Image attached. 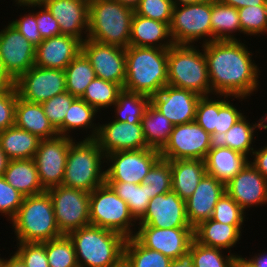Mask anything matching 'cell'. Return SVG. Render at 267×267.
<instances>
[{
	"label": "cell",
	"instance_id": "cell-1",
	"mask_svg": "<svg viewBox=\"0 0 267 267\" xmlns=\"http://www.w3.org/2000/svg\"><path fill=\"white\" fill-rule=\"evenodd\" d=\"M240 41H212L200 46L207 60L211 95L216 98L230 95L243 101L259 88L258 65L252 60L253 53Z\"/></svg>",
	"mask_w": 267,
	"mask_h": 267
},
{
	"label": "cell",
	"instance_id": "cell-2",
	"mask_svg": "<svg viewBox=\"0 0 267 267\" xmlns=\"http://www.w3.org/2000/svg\"><path fill=\"white\" fill-rule=\"evenodd\" d=\"M123 90L146 96L157 94L168 83V49L128 46Z\"/></svg>",
	"mask_w": 267,
	"mask_h": 267
},
{
	"label": "cell",
	"instance_id": "cell-3",
	"mask_svg": "<svg viewBox=\"0 0 267 267\" xmlns=\"http://www.w3.org/2000/svg\"><path fill=\"white\" fill-rule=\"evenodd\" d=\"M79 267H116L124 259L126 238L115 231L88 225L67 234Z\"/></svg>",
	"mask_w": 267,
	"mask_h": 267
},
{
	"label": "cell",
	"instance_id": "cell-4",
	"mask_svg": "<svg viewBox=\"0 0 267 267\" xmlns=\"http://www.w3.org/2000/svg\"><path fill=\"white\" fill-rule=\"evenodd\" d=\"M133 15V9L116 0H89L87 39L127 48Z\"/></svg>",
	"mask_w": 267,
	"mask_h": 267
},
{
	"label": "cell",
	"instance_id": "cell-5",
	"mask_svg": "<svg viewBox=\"0 0 267 267\" xmlns=\"http://www.w3.org/2000/svg\"><path fill=\"white\" fill-rule=\"evenodd\" d=\"M16 242H45L62 236L57 227L52 199L47 191L24 197L11 220Z\"/></svg>",
	"mask_w": 267,
	"mask_h": 267
},
{
	"label": "cell",
	"instance_id": "cell-6",
	"mask_svg": "<svg viewBox=\"0 0 267 267\" xmlns=\"http://www.w3.org/2000/svg\"><path fill=\"white\" fill-rule=\"evenodd\" d=\"M104 162L105 154L95 139L79 142L74 139L69 147L61 185L91 193L105 183Z\"/></svg>",
	"mask_w": 267,
	"mask_h": 267
},
{
	"label": "cell",
	"instance_id": "cell-7",
	"mask_svg": "<svg viewBox=\"0 0 267 267\" xmlns=\"http://www.w3.org/2000/svg\"><path fill=\"white\" fill-rule=\"evenodd\" d=\"M195 45L174 44L168 49V85L190 90L200 96L211 95L207 60Z\"/></svg>",
	"mask_w": 267,
	"mask_h": 267
},
{
	"label": "cell",
	"instance_id": "cell-8",
	"mask_svg": "<svg viewBox=\"0 0 267 267\" xmlns=\"http://www.w3.org/2000/svg\"><path fill=\"white\" fill-rule=\"evenodd\" d=\"M89 212L91 225L115 231L125 238L134 237L137 221L128 204L106 183L90 193Z\"/></svg>",
	"mask_w": 267,
	"mask_h": 267
},
{
	"label": "cell",
	"instance_id": "cell-9",
	"mask_svg": "<svg viewBox=\"0 0 267 267\" xmlns=\"http://www.w3.org/2000/svg\"><path fill=\"white\" fill-rule=\"evenodd\" d=\"M211 13L212 1L174 6L169 25L174 44L193 45L201 38L202 45L212 42Z\"/></svg>",
	"mask_w": 267,
	"mask_h": 267
},
{
	"label": "cell",
	"instance_id": "cell-10",
	"mask_svg": "<svg viewBox=\"0 0 267 267\" xmlns=\"http://www.w3.org/2000/svg\"><path fill=\"white\" fill-rule=\"evenodd\" d=\"M53 202L55 221L64 235L69 232L91 225L90 193L67 186H55L46 190Z\"/></svg>",
	"mask_w": 267,
	"mask_h": 267
},
{
	"label": "cell",
	"instance_id": "cell-11",
	"mask_svg": "<svg viewBox=\"0 0 267 267\" xmlns=\"http://www.w3.org/2000/svg\"><path fill=\"white\" fill-rule=\"evenodd\" d=\"M160 158V151L152 148L109 153L105 155V163L108 165V169L104 167L105 181L141 184Z\"/></svg>",
	"mask_w": 267,
	"mask_h": 267
},
{
	"label": "cell",
	"instance_id": "cell-12",
	"mask_svg": "<svg viewBox=\"0 0 267 267\" xmlns=\"http://www.w3.org/2000/svg\"><path fill=\"white\" fill-rule=\"evenodd\" d=\"M72 137L58 135L50 139H41L33 157L39 181L47 190L62 184L68 151Z\"/></svg>",
	"mask_w": 267,
	"mask_h": 267
},
{
	"label": "cell",
	"instance_id": "cell-13",
	"mask_svg": "<svg viewBox=\"0 0 267 267\" xmlns=\"http://www.w3.org/2000/svg\"><path fill=\"white\" fill-rule=\"evenodd\" d=\"M210 150V134L195 121L173 126L170 138L160 151L161 158L173 160H205Z\"/></svg>",
	"mask_w": 267,
	"mask_h": 267
},
{
	"label": "cell",
	"instance_id": "cell-14",
	"mask_svg": "<svg viewBox=\"0 0 267 267\" xmlns=\"http://www.w3.org/2000/svg\"><path fill=\"white\" fill-rule=\"evenodd\" d=\"M137 228L134 238L142 246L158 251L171 260L188 256L194 228H156L147 225H138Z\"/></svg>",
	"mask_w": 267,
	"mask_h": 267
},
{
	"label": "cell",
	"instance_id": "cell-15",
	"mask_svg": "<svg viewBox=\"0 0 267 267\" xmlns=\"http://www.w3.org/2000/svg\"><path fill=\"white\" fill-rule=\"evenodd\" d=\"M18 96L33 103H43L66 92L65 72L59 69L31 67L15 82Z\"/></svg>",
	"mask_w": 267,
	"mask_h": 267
},
{
	"label": "cell",
	"instance_id": "cell-16",
	"mask_svg": "<svg viewBox=\"0 0 267 267\" xmlns=\"http://www.w3.org/2000/svg\"><path fill=\"white\" fill-rule=\"evenodd\" d=\"M82 52L90 61L96 77L124 86L125 48L86 39L82 42Z\"/></svg>",
	"mask_w": 267,
	"mask_h": 267
},
{
	"label": "cell",
	"instance_id": "cell-17",
	"mask_svg": "<svg viewBox=\"0 0 267 267\" xmlns=\"http://www.w3.org/2000/svg\"><path fill=\"white\" fill-rule=\"evenodd\" d=\"M0 60L14 82L35 65V46L10 23L0 31Z\"/></svg>",
	"mask_w": 267,
	"mask_h": 267
},
{
	"label": "cell",
	"instance_id": "cell-18",
	"mask_svg": "<svg viewBox=\"0 0 267 267\" xmlns=\"http://www.w3.org/2000/svg\"><path fill=\"white\" fill-rule=\"evenodd\" d=\"M200 98L201 96L193 91L167 84L150 97V104L175 126L195 121Z\"/></svg>",
	"mask_w": 267,
	"mask_h": 267
},
{
	"label": "cell",
	"instance_id": "cell-19",
	"mask_svg": "<svg viewBox=\"0 0 267 267\" xmlns=\"http://www.w3.org/2000/svg\"><path fill=\"white\" fill-rule=\"evenodd\" d=\"M156 228H193L186 214V202L173 190L150 199L144 216L137 222Z\"/></svg>",
	"mask_w": 267,
	"mask_h": 267
},
{
	"label": "cell",
	"instance_id": "cell-20",
	"mask_svg": "<svg viewBox=\"0 0 267 267\" xmlns=\"http://www.w3.org/2000/svg\"><path fill=\"white\" fill-rule=\"evenodd\" d=\"M225 191L244 211L267 204V179L250 161L225 184Z\"/></svg>",
	"mask_w": 267,
	"mask_h": 267
},
{
	"label": "cell",
	"instance_id": "cell-21",
	"mask_svg": "<svg viewBox=\"0 0 267 267\" xmlns=\"http://www.w3.org/2000/svg\"><path fill=\"white\" fill-rule=\"evenodd\" d=\"M95 140L105 155L116 151L149 148L141 123H127L112 119L108 124H99Z\"/></svg>",
	"mask_w": 267,
	"mask_h": 267
},
{
	"label": "cell",
	"instance_id": "cell-22",
	"mask_svg": "<svg viewBox=\"0 0 267 267\" xmlns=\"http://www.w3.org/2000/svg\"><path fill=\"white\" fill-rule=\"evenodd\" d=\"M42 4L57 19L61 34L74 36L82 42L87 39L89 0H45Z\"/></svg>",
	"mask_w": 267,
	"mask_h": 267
},
{
	"label": "cell",
	"instance_id": "cell-23",
	"mask_svg": "<svg viewBox=\"0 0 267 267\" xmlns=\"http://www.w3.org/2000/svg\"><path fill=\"white\" fill-rule=\"evenodd\" d=\"M82 51V41L61 34L44 39L35 47V66L64 70Z\"/></svg>",
	"mask_w": 267,
	"mask_h": 267
},
{
	"label": "cell",
	"instance_id": "cell-24",
	"mask_svg": "<svg viewBox=\"0 0 267 267\" xmlns=\"http://www.w3.org/2000/svg\"><path fill=\"white\" fill-rule=\"evenodd\" d=\"M225 192V183L206 173L185 201L189 224L194 228L200 222L210 219L215 205Z\"/></svg>",
	"mask_w": 267,
	"mask_h": 267
},
{
	"label": "cell",
	"instance_id": "cell-25",
	"mask_svg": "<svg viewBox=\"0 0 267 267\" xmlns=\"http://www.w3.org/2000/svg\"><path fill=\"white\" fill-rule=\"evenodd\" d=\"M174 42L167 23L134 13L131 22L130 46L169 49Z\"/></svg>",
	"mask_w": 267,
	"mask_h": 267
},
{
	"label": "cell",
	"instance_id": "cell-26",
	"mask_svg": "<svg viewBox=\"0 0 267 267\" xmlns=\"http://www.w3.org/2000/svg\"><path fill=\"white\" fill-rule=\"evenodd\" d=\"M246 115L240 118L226 133H213L210 135V149L228 147L249 157L253 154L255 133L257 129H264L261 118L255 124L248 121ZM257 128V129H256ZM255 132V133H254ZM254 140V141H253ZM250 153V154H249ZM252 153V154H251Z\"/></svg>",
	"mask_w": 267,
	"mask_h": 267
},
{
	"label": "cell",
	"instance_id": "cell-27",
	"mask_svg": "<svg viewBox=\"0 0 267 267\" xmlns=\"http://www.w3.org/2000/svg\"><path fill=\"white\" fill-rule=\"evenodd\" d=\"M15 126L40 139H50L59 135L46 117L41 103L29 102L19 96L15 104Z\"/></svg>",
	"mask_w": 267,
	"mask_h": 267
},
{
	"label": "cell",
	"instance_id": "cell-28",
	"mask_svg": "<svg viewBox=\"0 0 267 267\" xmlns=\"http://www.w3.org/2000/svg\"><path fill=\"white\" fill-rule=\"evenodd\" d=\"M172 171V190L186 201L207 173L205 160L186 159L170 161Z\"/></svg>",
	"mask_w": 267,
	"mask_h": 267
},
{
	"label": "cell",
	"instance_id": "cell-29",
	"mask_svg": "<svg viewBox=\"0 0 267 267\" xmlns=\"http://www.w3.org/2000/svg\"><path fill=\"white\" fill-rule=\"evenodd\" d=\"M241 234L234 225L220 223L211 218L194 227V239L198 243L218 249H227L229 253L241 239Z\"/></svg>",
	"mask_w": 267,
	"mask_h": 267
},
{
	"label": "cell",
	"instance_id": "cell-30",
	"mask_svg": "<svg viewBox=\"0 0 267 267\" xmlns=\"http://www.w3.org/2000/svg\"><path fill=\"white\" fill-rule=\"evenodd\" d=\"M249 161L248 157L228 147L210 149L205 158L206 172L226 184Z\"/></svg>",
	"mask_w": 267,
	"mask_h": 267
},
{
	"label": "cell",
	"instance_id": "cell-31",
	"mask_svg": "<svg viewBox=\"0 0 267 267\" xmlns=\"http://www.w3.org/2000/svg\"><path fill=\"white\" fill-rule=\"evenodd\" d=\"M4 179L24 197L45 192L33 159H12L3 175Z\"/></svg>",
	"mask_w": 267,
	"mask_h": 267
},
{
	"label": "cell",
	"instance_id": "cell-32",
	"mask_svg": "<svg viewBox=\"0 0 267 267\" xmlns=\"http://www.w3.org/2000/svg\"><path fill=\"white\" fill-rule=\"evenodd\" d=\"M41 139L15 125L0 133V146L12 159H33Z\"/></svg>",
	"mask_w": 267,
	"mask_h": 267
},
{
	"label": "cell",
	"instance_id": "cell-33",
	"mask_svg": "<svg viewBox=\"0 0 267 267\" xmlns=\"http://www.w3.org/2000/svg\"><path fill=\"white\" fill-rule=\"evenodd\" d=\"M211 28L212 41L238 40L234 36L235 32L242 33L238 9L212 1Z\"/></svg>",
	"mask_w": 267,
	"mask_h": 267
},
{
	"label": "cell",
	"instance_id": "cell-34",
	"mask_svg": "<svg viewBox=\"0 0 267 267\" xmlns=\"http://www.w3.org/2000/svg\"><path fill=\"white\" fill-rule=\"evenodd\" d=\"M141 126L148 147L161 151L168 143L174 125L150 104Z\"/></svg>",
	"mask_w": 267,
	"mask_h": 267
},
{
	"label": "cell",
	"instance_id": "cell-35",
	"mask_svg": "<svg viewBox=\"0 0 267 267\" xmlns=\"http://www.w3.org/2000/svg\"><path fill=\"white\" fill-rule=\"evenodd\" d=\"M98 111L81 98H76L64 118V136H70L71 131L90 130V135L84 139H95L99 130V123H94ZM69 134V135H68ZM88 136V137H87Z\"/></svg>",
	"mask_w": 267,
	"mask_h": 267
},
{
	"label": "cell",
	"instance_id": "cell-36",
	"mask_svg": "<svg viewBox=\"0 0 267 267\" xmlns=\"http://www.w3.org/2000/svg\"><path fill=\"white\" fill-rule=\"evenodd\" d=\"M66 92L81 98L91 81L96 77L88 58L81 51L64 69Z\"/></svg>",
	"mask_w": 267,
	"mask_h": 267
},
{
	"label": "cell",
	"instance_id": "cell-37",
	"mask_svg": "<svg viewBox=\"0 0 267 267\" xmlns=\"http://www.w3.org/2000/svg\"><path fill=\"white\" fill-rule=\"evenodd\" d=\"M124 202L138 222L146 213L150 201L147 185L120 181H105Z\"/></svg>",
	"mask_w": 267,
	"mask_h": 267
},
{
	"label": "cell",
	"instance_id": "cell-38",
	"mask_svg": "<svg viewBox=\"0 0 267 267\" xmlns=\"http://www.w3.org/2000/svg\"><path fill=\"white\" fill-rule=\"evenodd\" d=\"M149 105V96L123 90L113 105L115 111V119L113 120L127 123H141Z\"/></svg>",
	"mask_w": 267,
	"mask_h": 267
},
{
	"label": "cell",
	"instance_id": "cell-39",
	"mask_svg": "<svg viewBox=\"0 0 267 267\" xmlns=\"http://www.w3.org/2000/svg\"><path fill=\"white\" fill-rule=\"evenodd\" d=\"M129 267H169L171 259L142 246L134 237L126 238L124 259Z\"/></svg>",
	"mask_w": 267,
	"mask_h": 267
},
{
	"label": "cell",
	"instance_id": "cell-40",
	"mask_svg": "<svg viewBox=\"0 0 267 267\" xmlns=\"http://www.w3.org/2000/svg\"><path fill=\"white\" fill-rule=\"evenodd\" d=\"M122 91L123 87L120 84L95 77L87 86L81 99L100 112L101 109L104 110L103 108L111 109Z\"/></svg>",
	"mask_w": 267,
	"mask_h": 267
},
{
	"label": "cell",
	"instance_id": "cell-41",
	"mask_svg": "<svg viewBox=\"0 0 267 267\" xmlns=\"http://www.w3.org/2000/svg\"><path fill=\"white\" fill-rule=\"evenodd\" d=\"M222 253V249L202 245L193 239L188 256L194 267H234L237 257L241 256L235 253Z\"/></svg>",
	"mask_w": 267,
	"mask_h": 267
},
{
	"label": "cell",
	"instance_id": "cell-42",
	"mask_svg": "<svg viewBox=\"0 0 267 267\" xmlns=\"http://www.w3.org/2000/svg\"><path fill=\"white\" fill-rule=\"evenodd\" d=\"M49 267H79L74 245L68 235L45 241Z\"/></svg>",
	"mask_w": 267,
	"mask_h": 267
},
{
	"label": "cell",
	"instance_id": "cell-43",
	"mask_svg": "<svg viewBox=\"0 0 267 267\" xmlns=\"http://www.w3.org/2000/svg\"><path fill=\"white\" fill-rule=\"evenodd\" d=\"M141 184L147 185L149 198L172 190V171L170 161L160 158L143 178Z\"/></svg>",
	"mask_w": 267,
	"mask_h": 267
},
{
	"label": "cell",
	"instance_id": "cell-44",
	"mask_svg": "<svg viewBox=\"0 0 267 267\" xmlns=\"http://www.w3.org/2000/svg\"><path fill=\"white\" fill-rule=\"evenodd\" d=\"M212 96H201L197 103L195 122L210 135L215 133L217 115L219 108L231 97L230 95H219V99ZM221 97V98H220ZM224 99H223V98Z\"/></svg>",
	"mask_w": 267,
	"mask_h": 267
},
{
	"label": "cell",
	"instance_id": "cell-45",
	"mask_svg": "<svg viewBox=\"0 0 267 267\" xmlns=\"http://www.w3.org/2000/svg\"><path fill=\"white\" fill-rule=\"evenodd\" d=\"M238 13L243 34L248 36L267 34L266 5L246 6L238 9Z\"/></svg>",
	"mask_w": 267,
	"mask_h": 267
},
{
	"label": "cell",
	"instance_id": "cell-46",
	"mask_svg": "<svg viewBox=\"0 0 267 267\" xmlns=\"http://www.w3.org/2000/svg\"><path fill=\"white\" fill-rule=\"evenodd\" d=\"M75 99L69 92H64L41 103L46 117L59 135L64 136V118Z\"/></svg>",
	"mask_w": 267,
	"mask_h": 267
},
{
	"label": "cell",
	"instance_id": "cell-47",
	"mask_svg": "<svg viewBox=\"0 0 267 267\" xmlns=\"http://www.w3.org/2000/svg\"><path fill=\"white\" fill-rule=\"evenodd\" d=\"M245 214L246 212L225 192L215 205L211 219L234 225L241 232Z\"/></svg>",
	"mask_w": 267,
	"mask_h": 267
},
{
	"label": "cell",
	"instance_id": "cell-48",
	"mask_svg": "<svg viewBox=\"0 0 267 267\" xmlns=\"http://www.w3.org/2000/svg\"><path fill=\"white\" fill-rule=\"evenodd\" d=\"M173 7L171 0H140L134 13L170 25Z\"/></svg>",
	"mask_w": 267,
	"mask_h": 267
},
{
	"label": "cell",
	"instance_id": "cell-49",
	"mask_svg": "<svg viewBox=\"0 0 267 267\" xmlns=\"http://www.w3.org/2000/svg\"><path fill=\"white\" fill-rule=\"evenodd\" d=\"M16 249L26 267H49L45 242H17Z\"/></svg>",
	"mask_w": 267,
	"mask_h": 267
},
{
	"label": "cell",
	"instance_id": "cell-50",
	"mask_svg": "<svg viewBox=\"0 0 267 267\" xmlns=\"http://www.w3.org/2000/svg\"><path fill=\"white\" fill-rule=\"evenodd\" d=\"M24 196L14 189L3 176H0V213L12 220L20 206L22 205Z\"/></svg>",
	"mask_w": 267,
	"mask_h": 267
},
{
	"label": "cell",
	"instance_id": "cell-51",
	"mask_svg": "<svg viewBox=\"0 0 267 267\" xmlns=\"http://www.w3.org/2000/svg\"><path fill=\"white\" fill-rule=\"evenodd\" d=\"M16 88L0 90V133L15 125Z\"/></svg>",
	"mask_w": 267,
	"mask_h": 267
},
{
	"label": "cell",
	"instance_id": "cell-52",
	"mask_svg": "<svg viewBox=\"0 0 267 267\" xmlns=\"http://www.w3.org/2000/svg\"><path fill=\"white\" fill-rule=\"evenodd\" d=\"M33 7L34 9L39 7L40 9L38 12L35 11V16L38 30L42 39L44 40L47 38L61 35L57 19L53 17L49 10L43 4H31L28 5L27 9Z\"/></svg>",
	"mask_w": 267,
	"mask_h": 267
},
{
	"label": "cell",
	"instance_id": "cell-53",
	"mask_svg": "<svg viewBox=\"0 0 267 267\" xmlns=\"http://www.w3.org/2000/svg\"><path fill=\"white\" fill-rule=\"evenodd\" d=\"M9 23L33 46L37 47L43 41L38 30L34 11L24 14L19 19H15Z\"/></svg>",
	"mask_w": 267,
	"mask_h": 267
},
{
	"label": "cell",
	"instance_id": "cell-54",
	"mask_svg": "<svg viewBox=\"0 0 267 267\" xmlns=\"http://www.w3.org/2000/svg\"><path fill=\"white\" fill-rule=\"evenodd\" d=\"M244 116V113L239 111V108L233 103L227 100L220 108L217 115L215 133H226L240 118Z\"/></svg>",
	"mask_w": 267,
	"mask_h": 267
},
{
	"label": "cell",
	"instance_id": "cell-55",
	"mask_svg": "<svg viewBox=\"0 0 267 267\" xmlns=\"http://www.w3.org/2000/svg\"><path fill=\"white\" fill-rule=\"evenodd\" d=\"M251 164L267 179V144L253 151Z\"/></svg>",
	"mask_w": 267,
	"mask_h": 267
},
{
	"label": "cell",
	"instance_id": "cell-56",
	"mask_svg": "<svg viewBox=\"0 0 267 267\" xmlns=\"http://www.w3.org/2000/svg\"><path fill=\"white\" fill-rule=\"evenodd\" d=\"M222 4L240 9L246 6L266 5L265 0H219Z\"/></svg>",
	"mask_w": 267,
	"mask_h": 267
},
{
	"label": "cell",
	"instance_id": "cell-57",
	"mask_svg": "<svg viewBox=\"0 0 267 267\" xmlns=\"http://www.w3.org/2000/svg\"><path fill=\"white\" fill-rule=\"evenodd\" d=\"M243 259L252 267H267V253L262 252L261 254L258 253V255H254L253 257L245 258Z\"/></svg>",
	"mask_w": 267,
	"mask_h": 267
},
{
	"label": "cell",
	"instance_id": "cell-58",
	"mask_svg": "<svg viewBox=\"0 0 267 267\" xmlns=\"http://www.w3.org/2000/svg\"><path fill=\"white\" fill-rule=\"evenodd\" d=\"M14 81L11 77L6 73L1 60H0V90H6L14 88Z\"/></svg>",
	"mask_w": 267,
	"mask_h": 267
},
{
	"label": "cell",
	"instance_id": "cell-59",
	"mask_svg": "<svg viewBox=\"0 0 267 267\" xmlns=\"http://www.w3.org/2000/svg\"><path fill=\"white\" fill-rule=\"evenodd\" d=\"M10 258H6L4 267H26L24 262L20 259V257L14 252Z\"/></svg>",
	"mask_w": 267,
	"mask_h": 267
},
{
	"label": "cell",
	"instance_id": "cell-60",
	"mask_svg": "<svg viewBox=\"0 0 267 267\" xmlns=\"http://www.w3.org/2000/svg\"><path fill=\"white\" fill-rule=\"evenodd\" d=\"M169 267H194L192 260L189 256L172 260Z\"/></svg>",
	"mask_w": 267,
	"mask_h": 267
},
{
	"label": "cell",
	"instance_id": "cell-61",
	"mask_svg": "<svg viewBox=\"0 0 267 267\" xmlns=\"http://www.w3.org/2000/svg\"><path fill=\"white\" fill-rule=\"evenodd\" d=\"M9 161H10V159L6 156V154L4 153V151L2 150V148L0 146V176L4 175Z\"/></svg>",
	"mask_w": 267,
	"mask_h": 267
},
{
	"label": "cell",
	"instance_id": "cell-62",
	"mask_svg": "<svg viewBox=\"0 0 267 267\" xmlns=\"http://www.w3.org/2000/svg\"><path fill=\"white\" fill-rule=\"evenodd\" d=\"M14 1L18 5V7L19 6L27 7L28 5L31 4H42L45 0H14Z\"/></svg>",
	"mask_w": 267,
	"mask_h": 267
},
{
	"label": "cell",
	"instance_id": "cell-63",
	"mask_svg": "<svg viewBox=\"0 0 267 267\" xmlns=\"http://www.w3.org/2000/svg\"><path fill=\"white\" fill-rule=\"evenodd\" d=\"M173 6H180V5H186L196 2H208V1H214V0H171Z\"/></svg>",
	"mask_w": 267,
	"mask_h": 267
},
{
	"label": "cell",
	"instance_id": "cell-64",
	"mask_svg": "<svg viewBox=\"0 0 267 267\" xmlns=\"http://www.w3.org/2000/svg\"><path fill=\"white\" fill-rule=\"evenodd\" d=\"M116 1L134 10L139 4L140 0H116Z\"/></svg>",
	"mask_w": 267,
	"mask_h": 267
},
{
	"label": "cell",
	"instance_id": "cell-65",
	"mask_svg": "<svg viewBox=\"0 0 267 267\" xmlns=\"http://www.w3.org/2000/svg\"><path fill=\"white\" fill-rule=\"evenodd\" d=\"M234 267H252L251 265H249L242 256L237 257L236 261H235V266Z\"/></svg>",
	"mask_w": 267,
	"mask_h": 267
},
{
	"label": "cell",
	"instance_id": "cell-66",
	"mask_svg": "<svg viewBox=\"0 0 267 267\" xmlns=\"http://www.w3.org/2000/svg\"><path fill=\"white\" fill-rule=\"evenodd\" d=\"M262 115H263V116H261L262 117L261 118L262 124H263L264 130H267V112H266L265 116H264V113Z\"/></svg>",
	"mask_w": 267,
	"mask_h": 267
},
{
	"label": "cell",
	"instance_id": "cell-67",
	"mask_svg": "<svg viewBox=\"0 0 267 267\" xmlns=\"http://www.w3.org/2000/svg\"><path fill=\"white\" fill-rule=\"evenodd\" d=\"M116 267H129L126 262L123 260L118 266Z\"/></svg>",
	"mask_w": 267,
	"mask_h": 267
},
{
	"label": "cell",
	"instance_id": "cell-68",
	"mask_svg": "<svg viewBox=\"0 0 267 267\" xmlns=\"http://www.w3.org/2000/svg\"><path fill=\"white\" fill-rule=\"evenodd\" d=\"M6 259L0 257V267H4Z\"/></svg>",
	"mask_w": 267,
	"mask_h": 267
}]
</instances>
